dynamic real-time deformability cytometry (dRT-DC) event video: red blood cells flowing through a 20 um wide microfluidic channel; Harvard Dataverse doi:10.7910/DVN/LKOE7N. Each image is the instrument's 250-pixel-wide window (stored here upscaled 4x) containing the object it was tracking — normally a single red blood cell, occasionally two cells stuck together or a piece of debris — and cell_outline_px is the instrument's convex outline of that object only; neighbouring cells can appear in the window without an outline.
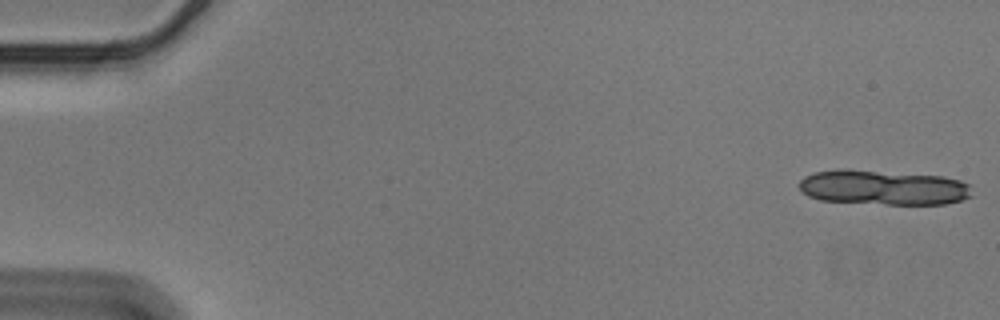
{"species": "Egyptian fruit bat (a non-hibernating species)", "species_latin": "Rousettus aegyptiacus", "temperature_condition": "cold", "stored_images_in_passage": 11, "camera_frame_rate_fps": 3000, "um_per_image_px": 0.085, "animal": {"sex": "male"}, "frame": {"image": 1, "passage_image": 1, "time_ms": 0.0, "image_size_px": [1000, 320], "cell_outline_px": [[972, 196], [960, 200], [944, 204], [884, 204], [820, 200], [808, 196], [800, 188], [800, 180], [804, 176], [812, 172], [836, 168], [848, 168], [944, 176], [960, 180], [968, 184]], "centroid_in_image_um": [75.04, 15.91], "position_along_channel_um": 10.0, "area_um2": 35.49}}